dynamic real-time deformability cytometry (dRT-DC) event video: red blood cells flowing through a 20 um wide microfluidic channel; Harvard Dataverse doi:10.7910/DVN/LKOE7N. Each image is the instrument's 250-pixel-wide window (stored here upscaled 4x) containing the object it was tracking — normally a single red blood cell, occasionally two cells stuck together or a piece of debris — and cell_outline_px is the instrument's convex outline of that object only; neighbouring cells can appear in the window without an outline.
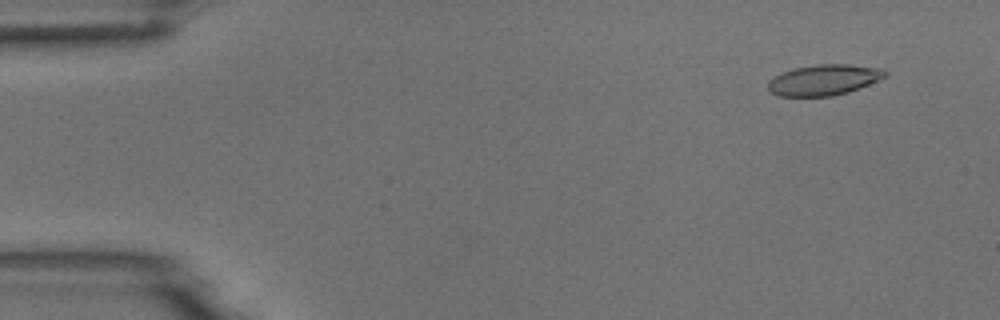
{"species": "common noctule bat (a hibernating species)", "species_latin": "Nyctalus noctula", "temperature_condition": "room temperature", "stored_images_in_passage": 54, "camera_frame_rate_fps": 3000, "um_per_image_px": 0.085, "animal": {"sex": "male", "body_mass_g": 18.8}, "frame": {"image": 1, "passage_image": 4, "time_ms": 1.0, "image_size_px": [1000, 320], "cell_outline_px": [[888, 76], [848, 92], [832, 96], [780, 96], [768, 92], [768, 80], [780, 72], [792, 68], [816, 64], [848, 64], [884, 68], [888, 72]], "centroid_in_image_um": [70.01, 6.78], "position_along_channel_um": 15.0, "area_um2": 21.27}}
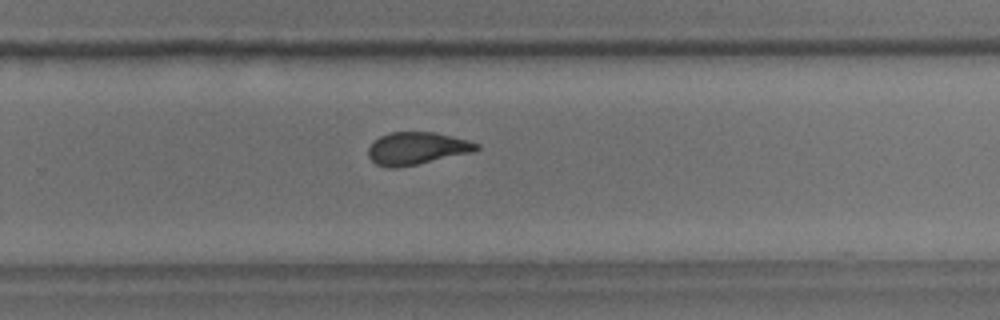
{"frame": {"image": 2, "passage_image": 35, "time_ms": 11.333, "image_size_px": [1000, 320], "cell_outline_px": [[480, 148], [472, 152], [416, 164], [396, 168], [388, 168], [376, 164], [368, 156], [368, 148], [380, 136], [388, 132], [436, 132], [468, 140], [480, 144]], "centroid_in_image_um": [35.43, 12.6], "position_along_channel_um": 294.4, "area_um2": 20.35}}
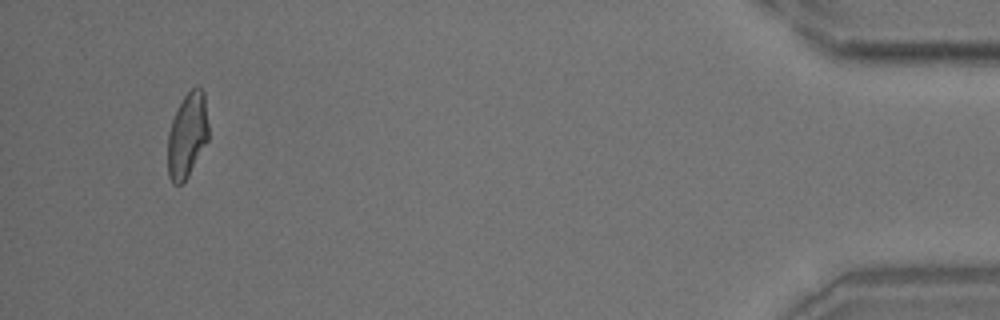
{"frame": {"image": 3, "passage_image": 51, "time_ms": 16.667, "image_size_px": [1000, 320], "cell_outline_px": [[208, 140], [188, 176], [180, 184], [172, 184], [168, 176], [168, 132], [172, 120], [184, 96], [196, 84], [204, 92], [208, 124]], "centroid_in_image_um": [15.92, 11.49], "position_along_channel_um": 419.3, "area_um2": 20.06}, "authors_computed_cell_mechanics": {"area_um2": 21.097, "velocity_mm_per_s": 3.7215, "shape_relaxation_time_tau1_ms": 5.9397, "shape_relaxation_time_tau2_ms": 1.409, "deformation_change_tau1": 0.1677, "deformation_change_tau2": 0.0756}}